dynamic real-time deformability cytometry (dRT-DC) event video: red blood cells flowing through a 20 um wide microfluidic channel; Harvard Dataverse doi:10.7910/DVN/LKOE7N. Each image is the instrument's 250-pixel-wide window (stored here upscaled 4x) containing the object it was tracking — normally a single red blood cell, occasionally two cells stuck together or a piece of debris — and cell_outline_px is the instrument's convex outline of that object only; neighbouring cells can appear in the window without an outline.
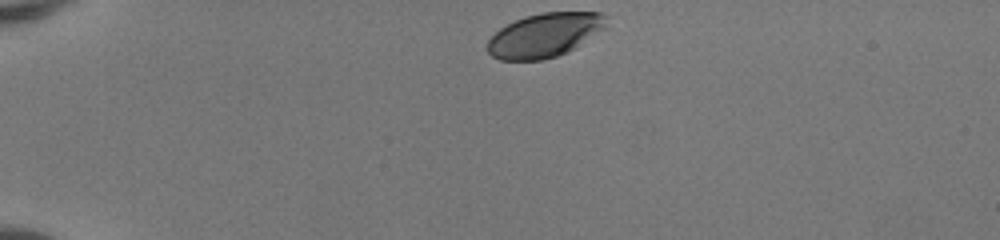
{"species": "human", "species_latin": "Homo sapiens", "temperature_condition": "room temperature", "stored_images_in_passage": 36, "camera_frame_rate_fps": 3000, "um_per_image_px": 0.085, "donor": {"sex": "female"}, "frame": {"image": 1, "passage_image": 1, "time_ms": 0.0, "image_size_px": [1000, 240], "cell_outline_px": [[608, 16], [604, 28], [568, 52], [556, 56], [540, 60], [500, 60], [492, 56], [488, 52], [488, 40], [500, 28], [524, 16], [544, 12], [600, 12]], "centroid_in_image_um": [46.29, 2.98], "position_along_channel_um": 38.7, "area_um2": 30.23}}
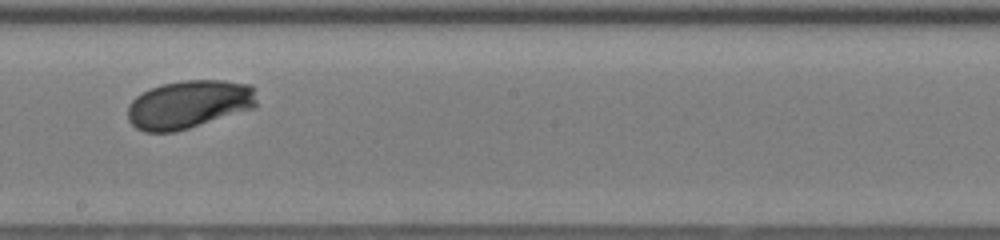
{"frame": {"image": 2, "passage_image": 20, "time_ms": 6.333, "image_size_px": [1000, 240], "cell_outline_px": [[256, 108], [176, 132], [144, 132], [136, 128], [128, 120], [128, 104], [136, 96], [160, 84], [184, 80], [224, 80], [252, 84], [256, 88]], "centroid_in_image_um": [16.09, 8.87], "position_along_channel_um": 232.1, "area_um2": 36.76}}
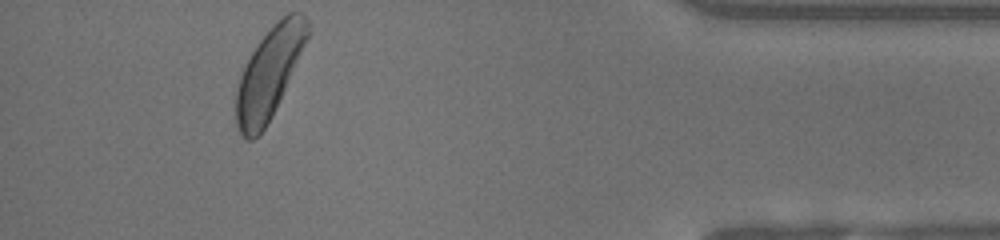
{"frame": {"image": 3, "passage_image": 36, "time_ms": 11.667, "image_size_px": [1000, 240], "cell_outline_px": [[308, 36], [284, 88], [264, 128], [252, 140], [244, 140], [240, 136], [236, 124], [236, 88], [240, 72], [256, 44], [288, 12], [304, 12], [308, 20]], "centroid_in_image_um": [22.82, 6.21], "position_along_channel_um": 412.4, "area_um2": 36.47}, "authors_computed_cell_mechanics": {"area_um2": 35.6626, "velocity_mm_per_s": 4.1266, "shape_relaxation_time_tau1_ms": 0.9541, "shape_relaxation_time_tau2_ms": null, "deformation_change_tau1": 0.0929, "deformation_change_tau2": null}}